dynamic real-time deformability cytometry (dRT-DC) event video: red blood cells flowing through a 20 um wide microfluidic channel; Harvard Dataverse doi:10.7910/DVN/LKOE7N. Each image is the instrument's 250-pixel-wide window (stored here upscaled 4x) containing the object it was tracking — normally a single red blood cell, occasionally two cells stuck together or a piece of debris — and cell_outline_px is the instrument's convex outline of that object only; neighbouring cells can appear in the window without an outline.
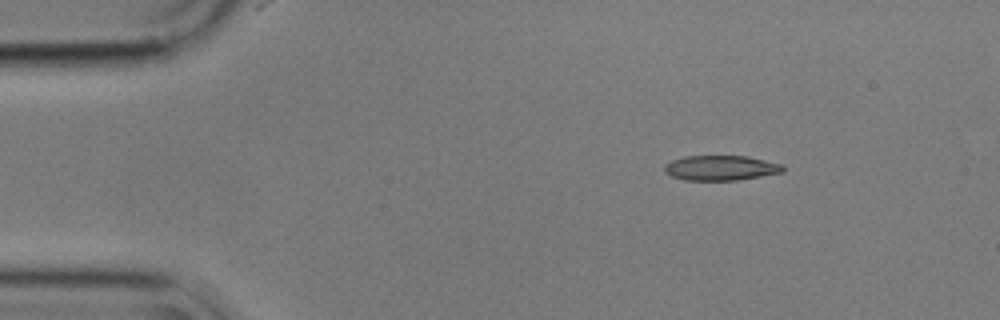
{"species": "common noctule bat (a hibernating species)", "species_latin": "Nyctalus noctula", "temperature_condition": "cold", "stored_images_in_passage": 49, "camera_frame_rate_fps": 3000, "um_per_image_px": 0.085, "animal": {"sex": "male", "body_mass_g": 17.9}, "frame": {"image": 1, "passage_image": 1, "time_ms": 0.0, "image_size_px": [1000, 320], "cell_outline_px": [[784, 172], [736, 180], [684, 180], [672, 176], [664, 172], [664, 164], [672, 160], [684, 156], [748, 156], [780, 164], [784, 168]], "centroid_in_image_um": [61.22, 14.27], "position_along_channel_um": 23.8, "area_um2": 17.17}}
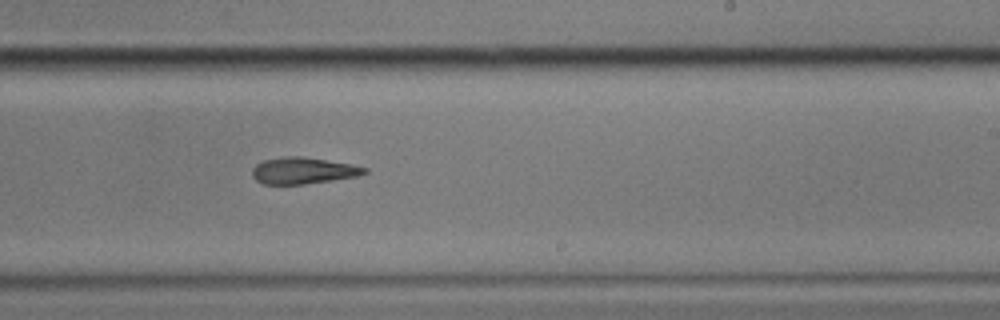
{"frame": {"image": 2, "passage_image": 27, "time_ms": 8.667, "image_size_px": [1000, 320], "cell_outline_px": [[368, 172], [356, 176], [332, 180], [304, 184], [264, 184], [256, 180], [252, 176], [252, 168], [256, 164], [264, 160], [284, 156], [300, 156], [352, 164], [368, 168]], "centroid_in_image_um": [25.75, 14.5], "position_along_channel_um": 263.3, "area_um2": 17.28}}
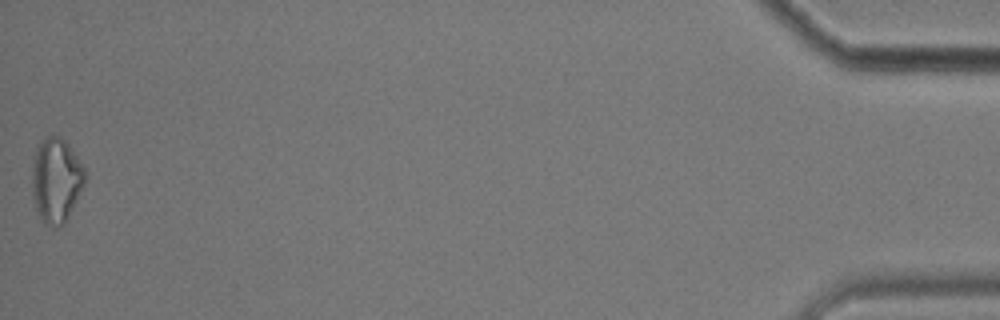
{"frame": {"image": 3, "passage_image": 49, "time_ms": 16.0, "image_size_px": [1000, 320], "cell_outline_px": [[84, 184], [64, 220], [56, 228], [52, 228], [40, 216], [36, 208], [32, 192], [32, 156], [40, 140], [56, 132], [68, 144], [84, 168]], "centroid_in_image_um": [4.72, 15.22], "position_along_channel_um": 430.5, "area_um2": 25.61}, "authors_computed_cell_mechanics": {"area_um2": 18.3804, "velocity_mm_per_s": 3.5664, "shape_relaxation_time_tau1_ms": 6.041, "shape_relaxation_time_tau2_ms": 6.3594, "deformation_change_tau1": 0.1564, "deformation_change_tau2": 0.1747}}